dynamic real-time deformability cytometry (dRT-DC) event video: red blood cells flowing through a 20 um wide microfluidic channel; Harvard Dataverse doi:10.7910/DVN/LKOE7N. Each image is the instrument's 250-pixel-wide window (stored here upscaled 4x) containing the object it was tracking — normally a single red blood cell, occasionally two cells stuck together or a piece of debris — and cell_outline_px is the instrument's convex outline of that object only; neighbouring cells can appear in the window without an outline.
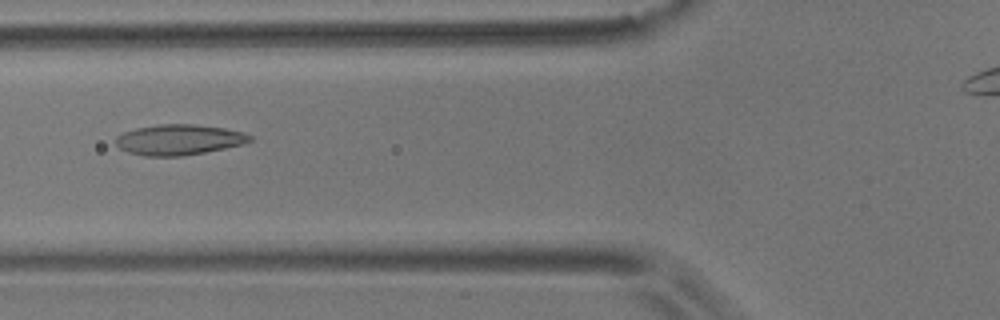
{"species": "common noctule bat (a hibernating species)", "species_latin": "Nyctalus noctula", "temperature_condition": "room temperature", "stored_images_in_passage": 10, "camera_frame_rate_fps": 3000, "um_per_image_px": 0.085, "animal": {"sex": "male", "body_mass_g": 17.9}, "frame": {"image": 1, "passage_image": 6, "time_ms": 6.667, "image_size_px": [1000, 320], "cell_outline_px": [[252, 140], [240, 144], [224, 148], [204, 152], [180, 156], [144, 156], [128, 152], [120, 148], [116, 144], [116, 136], [124, 132], [136, 128], [160, 124], [192, 124], [224, 128], [244, 132], [252, 136]], "centroid_in_image_um": [15.18, 11.87], "position_along_channel_um": 110.6, "area_um2": 23.64}}
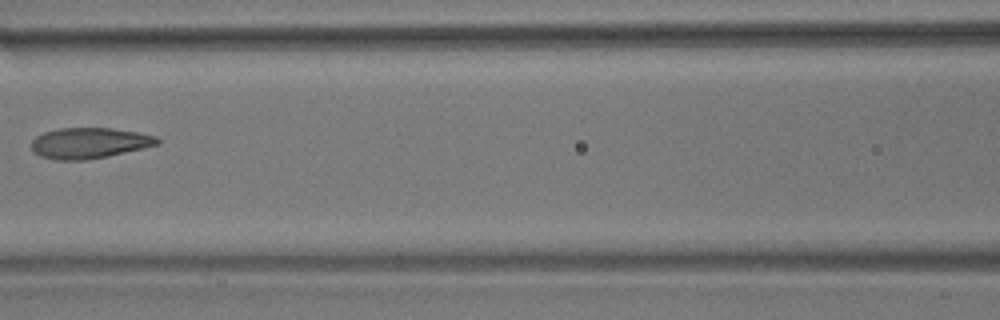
{"frame": {"image": 2, "passage_image": 7, "time_ms": 8.0, "image_size_px": [1000, 320], "cell_outline_px": [[160, 144], [144, 148], [108, 156], [84, 160], [56, 160], [40, 156], [32, 148], [32, 140], [36, 136], [44, 132], [60, 128], [112, 128], [136, 132], [156, 136], [160, 140]], "centroid_in_image_um": [7.61, 12.16], "position_along_channel_um": 159.0, "area_um2": 22.48}}